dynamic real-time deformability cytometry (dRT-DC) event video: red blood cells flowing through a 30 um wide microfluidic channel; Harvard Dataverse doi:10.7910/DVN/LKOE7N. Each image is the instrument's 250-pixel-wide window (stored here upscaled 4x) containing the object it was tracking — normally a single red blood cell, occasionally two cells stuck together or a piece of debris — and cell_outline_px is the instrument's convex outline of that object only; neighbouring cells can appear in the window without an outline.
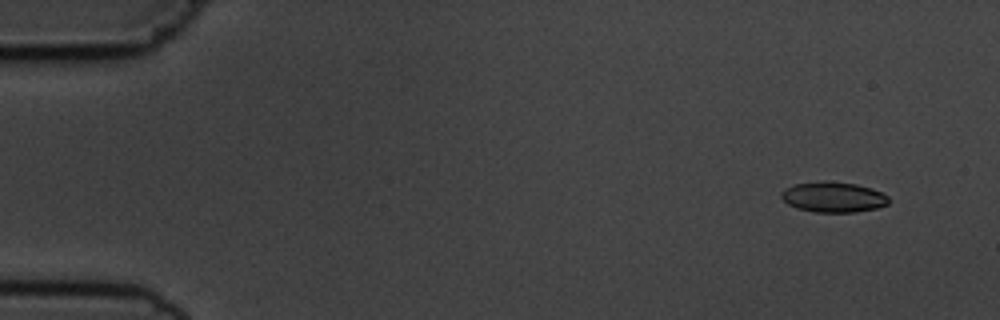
{"species": "common noctule bat (a hibernating species)", "species_latin": "Nyctalus noctula", "temperature_condition": "cold", "stored_images_in_passage": 5, "camera_frame_rate_fps": 3000, "um_per_image_px": 0.085, "animal": {"sex": "male", "body_mass_g": 19.5, "forearm_length_mm": 54.6}, "frame": {"image": 1, "passage_image": 2, "time_ms": 1.0, "image_size_px": [1000, 320], "cell_outline_px": [[888, 204], [876, 208], [856, 212], [812, 212], [796, 208], [788, 204], [780, 196], [780, 192], [784, 188], [796, 184], [824, 180], [856, 184], [872, 188], [888, 196]], "centroid_in_image_um": [70.8, 16.75], "position_along_channel_um": 14.2, "area_um2": 19.13}}
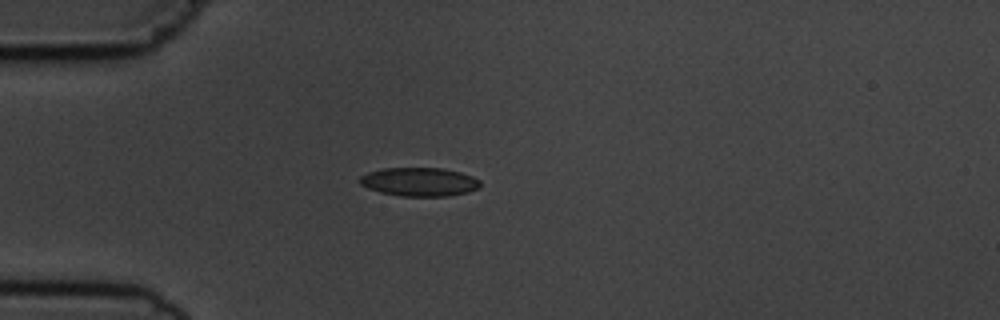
{"frame": {"image": 2, "passage_image": 5, "time_ms": 4.667, "image_size_px": [1000, 320], "cell_outline_px": [[480, 188], [468, 192], [448, 196], [400, 196], [380, 192], [368, 188], [360, 184], [360, 176], [368, 172], [384, 168], [444, 168], [460, 172], [472, 176], [480, 180]], "centroid_in_image_um": [35.66, 15.46], "position_along_channel_um": 49.3, "area_um2": 20.17}}